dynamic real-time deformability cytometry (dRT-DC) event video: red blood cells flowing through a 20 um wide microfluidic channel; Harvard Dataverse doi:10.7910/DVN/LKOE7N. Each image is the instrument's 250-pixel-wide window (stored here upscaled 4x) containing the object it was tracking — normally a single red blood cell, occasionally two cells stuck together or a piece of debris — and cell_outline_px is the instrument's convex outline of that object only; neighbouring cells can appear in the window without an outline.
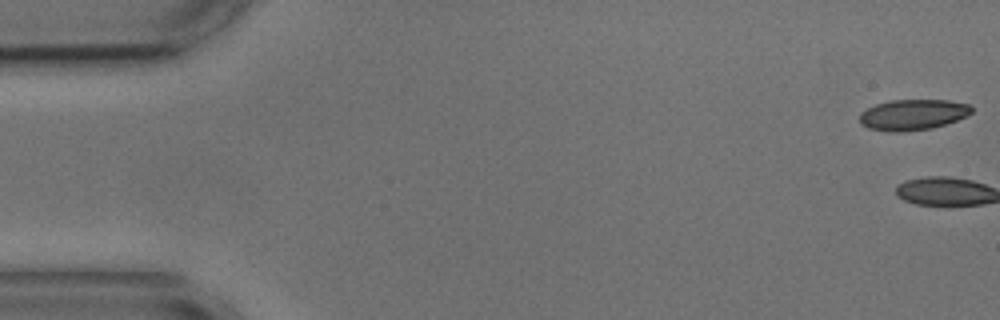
{"species": "common noctule bat (a hibernating species)", "species_latin": "Nyctalus noctula", "temperature_condition": "cold", "stored_images_in_passage": 2, "camera_frame_rate_fps": 3000, "um_per_image_px": 0.085, "animal": {"sex": "male", "body_mass_g": 17.9, "forearm_length_mm": 54.2}, "frame": {"image": 1, "passage_image": 1, "time_ms": 0.0, "image_size_px": [1000, 320], "cell_outline_px": [[972, 112], [956, 120], [932, 128], [904, 132], [888, 132], [868, 128], [860, 124], [860, 112], [876, 104], [888, 100], [948, 100], [968, 104], [972, 108]], "centroid_in_image_um": [77.54, 9.75], "position_along_channel_um": 7.5, "area_um2": 20.06}}